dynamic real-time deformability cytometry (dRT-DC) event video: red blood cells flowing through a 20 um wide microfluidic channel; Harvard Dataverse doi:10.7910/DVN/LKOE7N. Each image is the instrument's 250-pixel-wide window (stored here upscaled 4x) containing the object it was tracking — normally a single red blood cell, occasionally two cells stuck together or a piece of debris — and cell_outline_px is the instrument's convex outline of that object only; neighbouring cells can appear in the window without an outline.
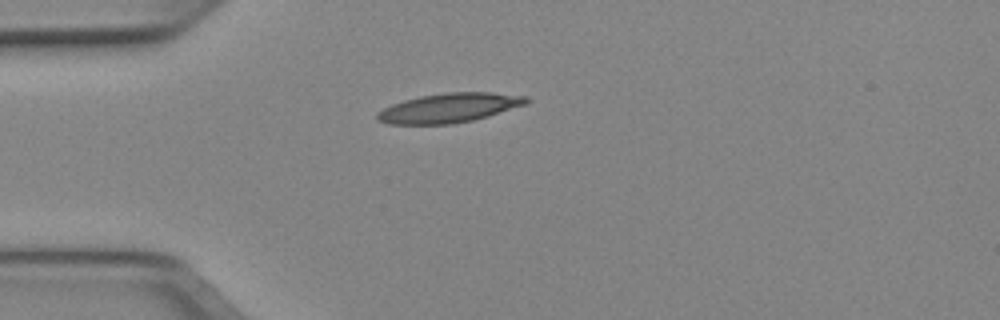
{"species": "Egyptian fruit bat (a non-hibernating species)", "species_latin": "Rousettus aegyptiacus", "temperature_condition": "cold", "stored_images_in_passage": 39, "camera_frame_rate_fps": 3000, "um_per_image_px": 0.085, "animal": {"sex": "female"}, "frame": {"image": 1, "passage_image": 1, "time_ms": 0.0, "image_size_px": [1000, 320], "cell_outline_px": [[528, 104], [488, 116], [472, 120], [452, 124], [388, 124], [376, 120], [376, 112], [392, 104], [404, 100], [420, 96], [444, 92], [492, 92], [528, 96]], "centroid_in_image_um": [38.18, 9.16], "position_along_channel_um": 46.8, "area_um2": 25.66}}
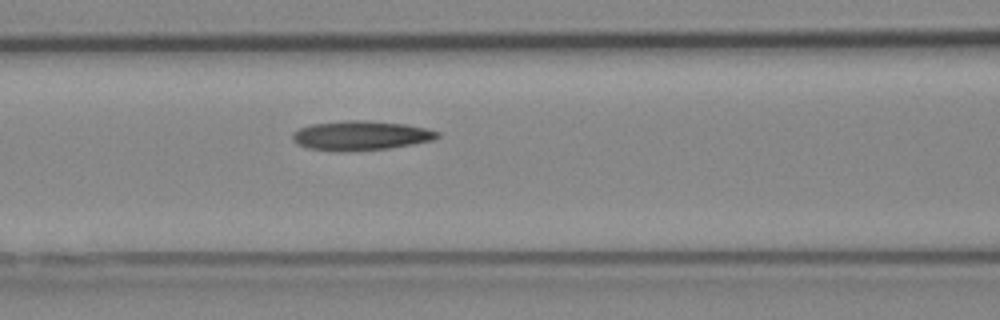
{"frame": {"image": 2, "passage_image": 9, "time_ms": 2.667, "image_size_px": [1000, 320], "cell_outline_px": [[440, 136], [432, 140], [412, 144], [388, 148], [308, 148], [296, 144], [292, 140], [292, 132], [300, 128], [312, 124], [344, 120], [368, 120], [404, 124], [428, 128], [440, 132]], "centroid_in_image_um": [30.71, 11.46], "position_along_channel_um": 135.9, "area_um2": 23.81}}
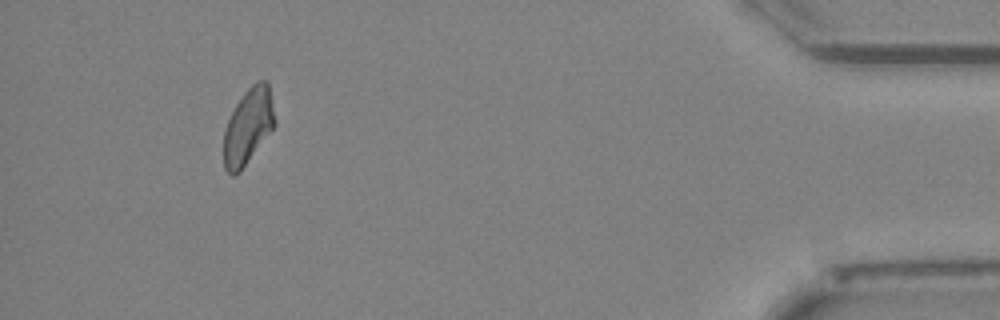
{"frame": {"image": 3, "passage_image": 35, "time_ms": 11.333, "image_size_px": [1000, 320], "cell_outline_px": [[276, 124], [240, 172], [232, 176], [224, 168], [224, 128], [236, 104], [244, 92], [256, 80], [268, 80], [276, 120]], "centroid_in_image_um": [21.1, 10.72], "position_along_channel_um": 414.1, "area_um2": 22.6}, "authors_computed_cell_mechanics": {"area_um2": 23.5824, "velocity_mm_per_s": 3.9495, "shape_relaxation_time_tau1_ms": null, "shape_relaxation_time_tau2_ms": 8.0349, "deformation_change_tau1": null, "deformation_change_tau2": 0.1795}}